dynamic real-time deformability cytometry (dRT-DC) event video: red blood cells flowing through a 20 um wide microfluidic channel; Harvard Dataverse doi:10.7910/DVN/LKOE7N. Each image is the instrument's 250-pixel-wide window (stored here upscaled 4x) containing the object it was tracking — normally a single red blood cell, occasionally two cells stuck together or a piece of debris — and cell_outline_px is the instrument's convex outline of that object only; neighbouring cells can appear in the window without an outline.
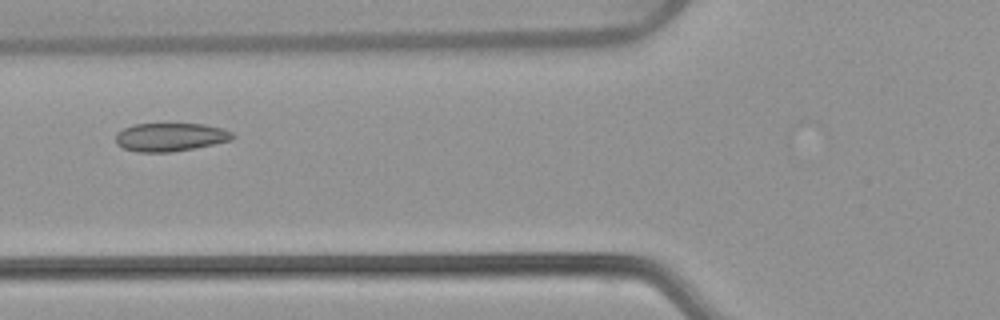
{"species": "common noctule bat (a hibernating species)", "species_latin": "Nyctalus noctula", "temperature_condition": "warm", "stored_images_in_passage": 48, "camera_frame_rate_fps": 3000, "um_per_image_px": 0.085, "animal": {"sex": "female", "body_mass_g": 22.7, "forearm_length_mm": 54.2}, "frame": {"image": 1, "passage_image": 16, "time_ms": 5.0, "image_size_px": [1000, 320], "cell_outline_px": [[236, 136], [232, 140], [196, 148], [172, 152], [136, 152], [124, 148], [116, 144], [116, 132], [124, 128], [136, 124], [204, 124], [224, 128], [232, 132]], "centroid_in_image_um": [14.51, 11.65], "position_along_channel_um": 111.3, "area_um2": 19.48}}
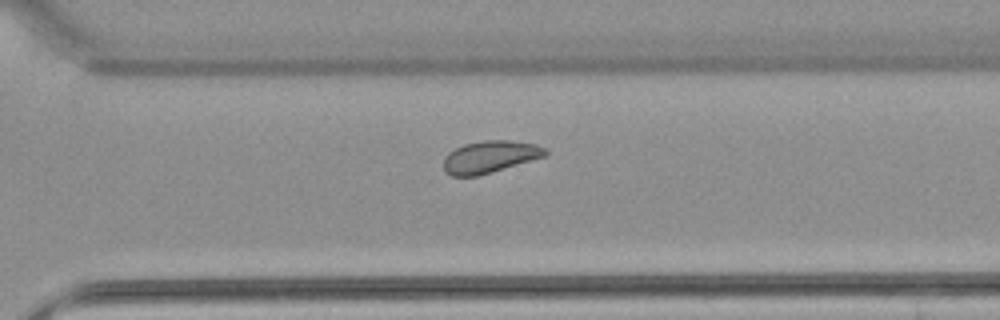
{"frame": {"image": 2, "passage_image": 33, "time_ms": 10.667, "image_size_px": [1000, 320], "cell_outline_px": [[548, 156], [476, 176], [452, 176], [444, 168], [444, 156], [448, 152], [464, 144], [484, 140], [508, 140], [536, 144], [544, 148], [548, 152]], "centroid_in_image_um": [41.66, 13.32], "position_along_channel_um": 328.9, "area_um2": 18.96}}
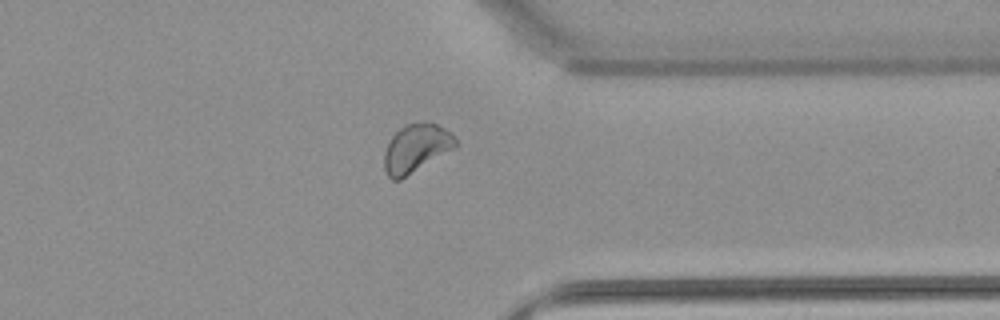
{"frame": {"image": 3, "passage_image": 37, "time_ms": 12.0, "image_size_px": [1000, 320], "cell_outline_px": [[456, 144], [452, 148], [400, 180], [392, 180], [388, 176], [384, 168], [384, 152], [392, 136], [400, 128], [408, 124], [424, 120], [436, 124], [444, 128], [456, 140]], "centroid_in_image_um": [35.31, 12.58], "position_along_channel_um": 376.1, "area_um2": 19.54}, "authors_computed_cell_mechanics": {"area_um2": 19.9699, "velocity_mm_per_s": 3.8387, "shape_relaxation_time_tau1_ms": 3.7894, "shape_relaxation_time_tau2_ms": 6.7823, "deformation_change_tau1": 0.0873, "deformation_change_tau2": 0.0715}}